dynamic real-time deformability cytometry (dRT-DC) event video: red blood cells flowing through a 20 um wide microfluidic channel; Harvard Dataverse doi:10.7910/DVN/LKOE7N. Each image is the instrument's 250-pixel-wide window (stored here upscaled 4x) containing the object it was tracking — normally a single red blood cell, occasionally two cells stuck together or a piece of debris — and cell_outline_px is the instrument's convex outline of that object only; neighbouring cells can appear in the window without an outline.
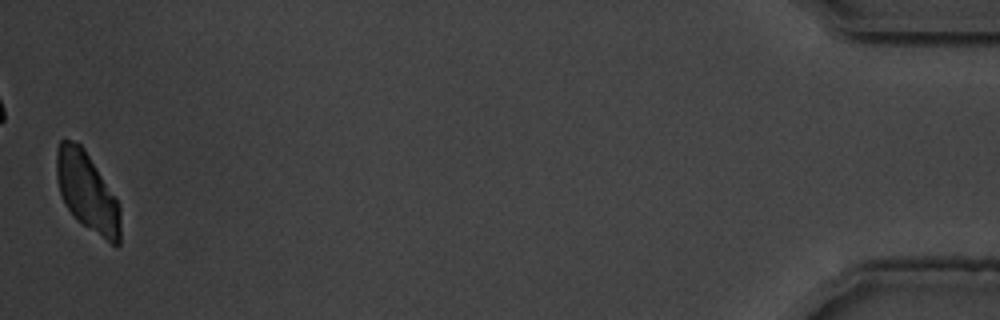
{"species": "common noctule bat (a hibernating species)", "species_latin": "Nyctalus noctula", "temperature_condition": "warm", "stored_images_in_passage": 48, "camera_frame_rate_fps": 3000, "um_per_image_px": 0.085, "animal": {"sex": "male", "body_mass_g": 19.5, "forearm_length_mm": 54.6}, "frame": {"image": 1, "passage_image": 48, "time_ms": 15.667, "image_size_px": [1000, 320], "cell_outline_px": [[120, 244], [112, 244], [76, 220], [64, 204], [60, 192], [56, 176], [56, 148], [60, 140], [72, 140], [80, 144], [84, 148], [120, 204]], "centroid_in_image_um": [7.39, 16.3], "position_along_channel_um": 427.8, "area_um2": 29.36}}